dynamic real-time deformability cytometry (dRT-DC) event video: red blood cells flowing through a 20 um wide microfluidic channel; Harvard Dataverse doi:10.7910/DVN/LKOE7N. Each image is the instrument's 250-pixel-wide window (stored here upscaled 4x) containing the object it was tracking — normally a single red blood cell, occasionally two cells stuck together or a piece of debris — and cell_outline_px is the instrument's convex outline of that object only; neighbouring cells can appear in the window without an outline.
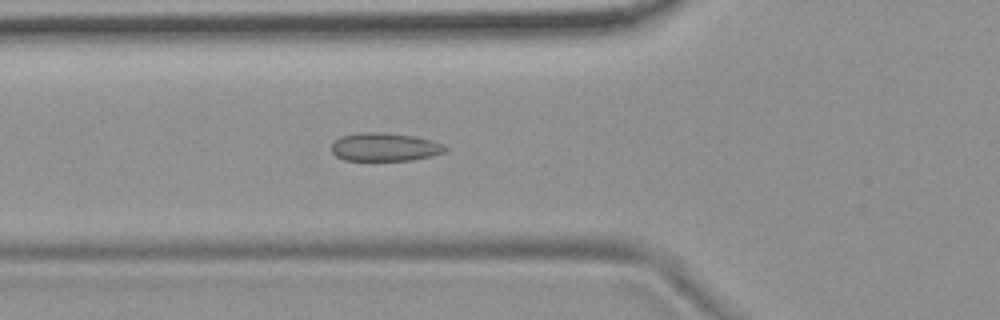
{"species": "common noctule bat (a hibernating species)", "species_latin": "Nyctalus noctula", "temperature_condition": "room temperature", "stored_images_in_passage": 6, "camera_frame_rate_fps": 3000, "um_per_image_px": 0.085, "animal": {"sex": "female", "body_mass_g": 19.9}, "frame": {"image": 1, "passage_image": 6, "time_ms": 5.667, "image_size_px": [1000, 320], "cell_outline_px": [[448, 148], [444, 152], [432, 156], [412, 160], [344, 160], [336, 156], [332, 152], [332, 144], [340, 136], [360, 132], [380, 132], [412, 136], [432, 140]], "centroid_in_image_um": [32.68, 12.5], "position_along_channel_um": 93.1, "area_um2": 18.61}}